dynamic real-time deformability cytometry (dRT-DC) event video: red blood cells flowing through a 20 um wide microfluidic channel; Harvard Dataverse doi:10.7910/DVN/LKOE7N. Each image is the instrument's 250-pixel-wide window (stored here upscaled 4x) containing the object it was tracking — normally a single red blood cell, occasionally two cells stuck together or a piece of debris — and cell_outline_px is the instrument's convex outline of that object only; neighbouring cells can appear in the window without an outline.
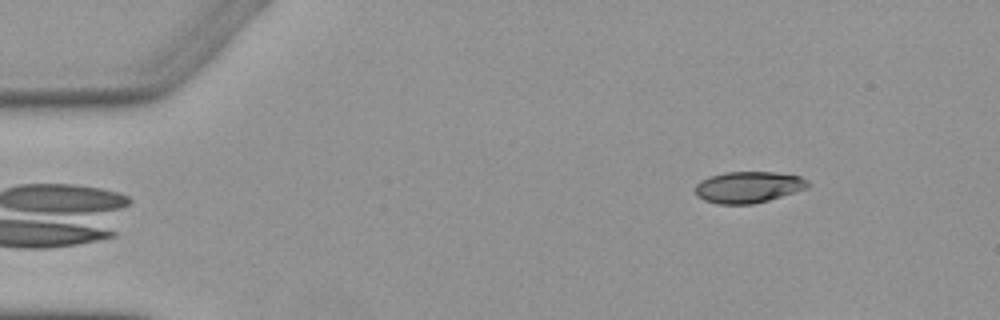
{"species": "Egyptian fruit bat (a non-hibernating species)", "species_latin": "Rousettus aegyptiacus", "temperature_condition": "warm", "stored_images_in_passage": 2, "camera_frame_rate_fps": 3000, "um_per_image_px": 0.085, "animal": {"sex": "female"}, "frame": {"image": 1, "passage_image": 2, "time_ms": 1.333, "image_size_px": [1000, 320], "cell_outline_px": [[812, 184], [808, 188], [768, 200], [752, 204], [716, 204], [704, 200], [696, 196], [696, 184], [700, 180], [724, 172], [776, 172], [800, 176], [808, 180]], "centroid_in_image_um": [63.63, 15.9], "position_along_channel_um": 21.4, "area_um2": 20.69}}